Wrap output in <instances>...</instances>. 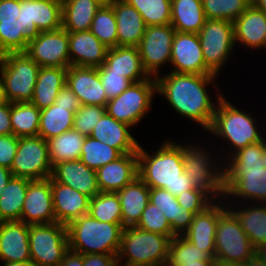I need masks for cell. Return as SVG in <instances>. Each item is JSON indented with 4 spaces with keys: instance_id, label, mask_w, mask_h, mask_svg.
<instances>
[{
    "instance_id": "1",
    "label": "cell",
    "mask_w": 266,
    "mask_h": 266,
    "mask_svg": "<svg viewBox=\"0 0 266 266\" xmlns=\"http://www.w3.org/2000/svg\"><path fill=\"white\" fill-rule=\"evenodd\" d=\"M214 78V74L170 72L164 77L155 78L156 92L163 95L178 114L197 122L207 131L216 107L205 87L212 84Z\"/></svg>"
},
{
    "instance_id": "2",
    "label": "cell",
    "mask_w": 266,
    "mask_h": 266,
    "mask_svg": "<svg viewBox=\"0 0 266 266\" xmlns=\"http://www.w3.org/2000/svg\"><path fill=\"white\" fill-rule=\"evenodd\" d=\"M137 155L138 176L149 188L165 189L175 197L195 189L184 171L180 144L166 141L152 155L139 145Z\"/></svg>"
},
{
    "instance_id": "3",
    "label": "cell",
    "mask_w": 266,
    "mask_h": 266,
    "mask_svg": "<svg viewBox=\"0 0 266 266\" xmlns=\"http://www.w3.org/2000/svg\"><path fill=\"white\" fill-rule=\"evenodd\" d=\"M263 140L235 153L224 167V195L266 202V167L262 163Z\"/></svg>"
},
{
    "instance_id": "4",
    "label": "cell",
    "mask_w": 266,
    "mask_h": 266,
    "mask_svg": "<svg viewBox=\"0 0 266 266\" xmlns=\"http://www.w3.org/2000/svg\"><path fill=\"white\" fill-rule=\"evenodd\" d=\"M123 230L122 223L102 222L89 214L83 215L67 225L69 249L83 255H117Z\"/></svg>"
},
{
    "instance_id": "5",
    "label": "cell",
    "mask_w": 266,
    "mask_h": 266,
    "mask_svg": "<svg viewBox=\"0 0 266 266\" xmlns=\"http://www.w3.org/2000/svg\"><path fill=\"white\" fill-rule=\"evenodd\" d=\"M170 240L168 236L136 226L125 227L117 254L118 265L127 257L122 266H166Z\"/></svg>"
},
{
    "instance_id": "6",
    "label": "cell",
    "mask_w": 266,
    "mask_h": 266,
    "mask_svg": "<svg viewBox=\"0 0 266 266\" xmlns=\"http://www.w3.org/2000/svg\"><path fill=\"white\" fill-rule=\"evenodd\" d=\"M217 97L218 105L216 104L213 121L207 131L230 142L234 153L247 145L264 140L253 117L231 105L223 95L217 94Z\"/></svg>"
},
{
    "instance_id": "7",
    "label": "cell",
    "mask_w": 266,
    "mask_h": 266,
    "mask_svg": "<svg viewBox=\"0 0 266 266\" xmlns=\"http://www.w3.org/2000/svg\"><path fill=\"white\" fill-rule=\"evenodd\" d=\"M40 66L25 52H10L0 56V73L8 102H30Z\"/></svg>"
},
{
    "instance_id": "8",
    "label": "cell",
    "mask_w": 266,
    "mask_h": 266,
    "mask_svg": "<svg viewBox=\"0 0 266 266\" xmlns=\"http://www.w3.org/2000/svg\"><path fill=\"white\" fill-rule=\"evenodd\" d=\"M223 206L219 205L215 235V259L226 264H243L255 255L256 249L234 213Z\"/></svg>"
},
{
    "instance_id": "9",
    "label": "cell",
    "mask_w": 266,
    "mask_h": 266,
    "mask_svg": "<svg viewBox=\"0 0 266 266\" xmlns=\"http://www.w3.org/2000/svg\"><path fill=\"white\" fill-rule=\"evenodd\" d=\"M29 249L34 266H59L69 250L67 226L58 222L29 225Z\"/></svg>"
},
{
    "instance_id": "10",
    "label": "cell",
    "mask_w": 266,
    "mask_h": 266,
    "mask_svg": "<svg viewBox=\"0 0 266 266\" xmlns=\"http://www.w3.org/2000/svg\"><path fill=\"white\" fill-rule=\"evenodd\" d=\"M155 92V77L132 83L118 97L108 100L105 107L106 112L119 122L133 127L144 118L150 109Z\"/></svg>"
},
{
    "instance_id": "11",
    "label": "cell",
    "mask_w": 266,
    "mask_h": 266,
    "mask_svg": "<svg viewBox=\"0 0 266 266\" xmlns=\"http://www.w3.org/2000/svg\"><path fill=\"white\" fill-rule=\"evenodd\" d=\"M198 35L206 68L218 75L235 45L233 22L206 19Z\"/></svg>"
},
{
    "instance_id": "12",
    "label": "cell",
    "mask_w": 266,
    "mask_h": 266,
    "mask_svg": "<svg viewBox=\"0 0 266 266\" xmlns=\"http://www.w3.org/2000/svg\"><path fill=\"white\" fill-rule=\"evenodd\" d=\"M181 145V157L185 173L191 178L195 189L203 191L211 199L224 194L223 167L213 166L207 152L201 148ZM215 169H213V168ZM219 169V170H218ZM210 193V194H209ZM217 194V195H216Z\"/></svg>"
},
{
    "instance_id": "13",
    "label": "cell",
    "mask_w": 266,
    "mask_h": 266,
    "mask_svg": "<svg viewBox=\"0 0 266 266\" xmlns=\"http://www.w3.org/2000/svg\"><path fill=\"white\" fill-rule=\"evenodd\" d=\"M47 141L37 136L19 138L11 172L13 177L44 180L52 175Z\"/></svg>"
},
{
    "instance_id": "14",
    "label": "cell",
    "mask_w": 266,
    "mask_h": 266,
    "mask_svg": "<svg viewBox=\"0 0 266 266\" xmlns=\"http://www.w3.org/2000/svg\"><path fill=\"white\" fill-rule=\"evenodd\" d=\"M25 53L40 67L68 68V31L61 27L57 30L39 32L30 38Z\"/></svg>"
},
{
    "instance_id": "15",
    "label": "cell",
    "mask_w": 266,
    "mask_h": 266,
    "mask_svg": "<svg viewBox=\"0 0 266 266\" xmlns=\"http://www.w3.org/2000/svg\"><path fill=\"white\" fill-rule=\"evenodd\" d=\"M176 30L169 25L147 26L138 50L143 69L149 77L159 75L161 65L171 62L172 42Z\"/></svg>"
},
{
    "instance_id": "16",
    "label": "cell",
    "mask_w": 266,
    "mask_h": 266,
    "mask_svg": "<svg viewBox=\"0 0 266 266\" xmlns=\"http://www.w3.org/2000/svg\"><path fill=\"white\" fill-rule=\"evenodd\" d=\"M29 40L24 0H0V56L10 52H25Z\"/></svg>"
},
{
    "instance_id": "17",
    "label": "cell",
    "mask_w": 266,
    "mask_h": 266,
    "mask_svg": "<svg viewBox=\"0 0 266 266\" xmlns=\"http://www.w3.org/2000/svg\"><path fill=\"white\" fill-rule=\"evenodd\" d=\"M20 221L27 225L56 222L53 210L51 177L44 180H32L28 184Z\"/></svg>"
},
{
    "instance_id": "18",
    "label": "cell",
    "mask_w": 266,
    "mask_h": 266,
    "mask_svg": "<svg viewBox=\"0 0 266 266\" xmlns=\"http://www.w3.org/2000/svg\"><path fill=\"white\" fill-rule=\"evenodd\" d=\"M171 72L188 74H212L204 63L199 35L175 32L172 42Z\"/></svg>"
},
{
    "instance_id": "19",
    "label": "cell",
    "mask_w": 266,
    "mask_h": 266,
    "mask_svg": "<svg viewBox=\"0 0 266 266\" xmlns=\"http://www.w3.org/2000/svg\"><path fill=\"white\" fill-rule=\"evenodd\" d=\"M66 84L78 97L81 105L106 107L108 99L100 80L98 67L69 66L66 72Z\"/></svg>"
},
{
    "instance_id": "20",
    "label": "cell",
    "mask_w": 266,
    "mask_h": 266,
    "mask_svg": "<svg viewBox=\"0 0 266 266\" xmlns=\"http://www.w3.org/2000/svg\"><path fill=\"white\" fill-rule=\"evenodd\" d=\"M51 191L55 219L59 224L67 226L72 221L88 214L90 197L87 195L68 185L56 182L52 177Z\"/></svg>"
},
{
    "instance_id": "21",
    "label": "cell",
    "mask_w": 266,
    "mask_h": 266,
    "mask_svg": "<svg viewBox=\"0 0 266 266\" xmlns=\"http://www.w3.org/2000/svg\"><path fill=\"white\" fill-rule=\"evenodd\" d=\"M24 18L31 38L39 32L62 27V2L58 0H24Z\"/></svg>"
},
{
    "instance_id": "22",
    "label": "cell",
    "mask_w": 266,
    "mask_h": 266,
    "mask_svg": "<svg viewBox=\"0 0 266 266\" xmlns=\"http://www.w3.org/2000/svg\"><path fill=\"white\" fill-rule=\"evenodd\" d=\"M0 259L3 264L31 262L29 225L22 221L0 222Z\"/></svg>"
},
{
    "instance_id": "23",
    "label": "cell",
    "mask_w": 266,
    "mask_h": 266,
    "mask_svg": "<svg viewBox=\"0 0 266 266\" xmlns=\"http://www.w3.org/2000/svg\"><path fill=\"white\" fill-rule=\"evenodd\" d=\"M100 192L117 193L138 177L137 153H126L96 170Z\"/></svg>"
},
{
    "instance_id": "24",
    "label": "cell",
    "mask_w": 266,
    "mask_h": 266,
    "mask_svg": "<svg viewBox=\"0 0 266 266\" xmlns=\"http://www.w3.org/2000/svg\"><path fill=\"white\" fill-rule=\"evenodd\" d=\"M98 73L122 74L132 83H138L149 78L143 69L139 50L136 46L109 48L104 64L98 67Z\"/></svg>"
},
{
    "instance_id": "25",
    "label": "cell",
    "mask_w": 266,
    "mask_h": 266,
    "mask_svg": "<svg viewBox=\"0 0 266 266\" xmlns=\"http://www.w3.org/2000/svg\"><path fill=\"white\" fill-rule=\"evenodd\" d=\"M70 66L100 67L108 48L90 30L68 32Z\"/></svg>"
},
{
    "instance_id": "26",
    "label": "cell",
    "mask_w": 266,
    "mask_h": 266,
    "mask_svg": "<svg viewBox=\"0 0 266 266\" xmlns=\"http://www.w3.org/2000/svg\"><path fill=\"white\" fill-rule=\"evenodd\" d=\"M51 177L56 182L68 185L90 198L100 193L96 170L87 167L79 159L56 164Z\"/></svg>"
},
{
    "instance_id": "27",
    "label": "cell",
    "mask_w": 266,
    "mask_h": 266,
    "mask_svg": "<svg viewBox=\"0 0 266 266\" xmlns=\"http://www.w3.org/2000/svg\"><path fill=\"white\" fill-rule=\"evenodd\" d=\"M219 218V205L212 203L204 211L194 214L189 229L183 236L192 244L215 258V235Z\"/></svg>"
},
{
    "instance_id": "28",
    "label": "cell",
    "mask_w": 266,
    "mask_h": 266,
    "mask_svg": "<svg viewBox=\"0 0 266 266\" xmlns=\"http://www.w3.org/2000/svg\"><path fill=\"white\" fill-rule=\"evenodd\" d=\"M117 20V46H138L146 30L141 14L125 0L110 3Z\"/></svg>"
},
{
    "instance_id": "29",
    "label": "cell",
    "mask_w": 266,
    "mask_h": 266,
    "mask_svg": "<svg viewBox=\"0 0 266 266\" xmlns=\"http://www.w3.org/2000/svg\"><path fill=\"white\" fill-rule=\"evenodd\" d=\"M129 127L105 112L90 136L118 149L122 154L137 153L140 144L130 134Z\"/></svg>"
},
{
    "instance_id": "30",
    "label": "cell",
    "mask_w": 266,
    "mask_h": 266,
    "mask_svg": "<svg viewBox=\"0 0 266 266\" xmlns=\"http://www.w3.org/2000/svg\"><path fill=\"white\" fill-rule=\"evenodd\" d=\"M234 42L250 48L266 47V13L251 4L234 22Z\"/></svg>"
},
{
    "instance_id": "31",
    "label": "cell",
    "mask_w": 266,
    "mask_h": 266,
    "mask_svg": "<svg viewBox=\"0 0 266 266\" xmlns=\"http://www.w3.org/2000/svg\"><path fill=\"white\" fill-rule=\"evenodd\" d=\"M122 210L123 227H134L149 203L150 188L139 178L117 192Z\"/></svg>"
},
{
    "instance_id": "32",
    "label": "cell",
    "mask_w": 266,
    "mask_h": 266,
    "mask_svg": "<svg viewBox=\"0 0 266 266\" xmlns=\"http://www.w3.org/2000/svg\"><path fill=\"white\" fill-rule=\"evenodd\" d=\"M149 201L164 213L176 236L183 235L189 229L194 213L180 206L177 198L170 192L161 188H150Z\"/></svg>"
},
{
    "instance_id": "33",
    "label": "cell",
    "mask_w": 266,
    "mask_h": 266,
    "mask_svg": "<svg viewBox=\"0 0 266 266\" xmlns=\"http://www.w3.org/2000/svg\"><path fill=\"white\" fill-rule=\"evenodd\" d=\"M67 68L40 67L31 103L40 110L55 104L60 89L66 84Z\"/></svg>"
},
{
    "instance_id": "34",
    "label": "cell",
    "mask_w": 266,
    "mask_h": 266,
    "mask_svg": "<svg viewBox=\"0 0 266 266\" xmlns=\"http://www.w3.org/2000/svg\"><path fill=\"white\" fill-rule=\"evenodd\" d=\"M205 21L202 0H171V25L177 32L198 34Z\"/></svg>"
},
{
    "instance_id": "35",
    "label": "cell",
    "mask_w": 266,
    "mask_h": 266,
    "mask_svg": "<svg viewBox=\"0 0 266 266\" xmlns=\"http://www.w3.org/2000/svg\"><path fill=\"white\" fill-rule=\"evenodd\" d=\"M100 7L94 0H65L62 2V27L68 32L90 30Z\"/></svg>"
},
{
    "instance_id": "36",
    "label": "cell",
    "mask_w": 266,
    "mask_h": 266,
    "mask_svg": "<svg viewBox=\"0 0 266 266\" xmlns=\"http://www.w3.org/2000/svg\"><path fill=\"white\" fill-rule=\"evenodd\" d=\"M32 180L12 177L0 196V222L20 221L28 184Z\"/></svg>"
},
{
    "instance_id": "37",
    "label": "cell",
    "mask_w": 266,
    "mask_h": 266,
    "mask_svg": "<svg viewBox=\"0 0 266 266\" xmlns=\"http://www.w3.org/2000/svg\"><path fill=\"white\" fill-rule=\"evenodd\" d=\"M85 139L86 136L71 129L59 136L46 140L52 166L54 167L61 162L80 159Z\"/></svg>"
},
{
    "instance_id": "38",
    "label": "cell",
    "mask_w": 266,
    "mask_h": 266,
    "mask_svg": "<svg viewBox=\"0 0 266 266\" xmlns=\"http://www.w3.org/2000/svg\"><path fill=\"white\" fill-rule=\"evenodd\" d=\"M74 113L71 107L57 106L53 104L40 111V123L38 135L49 140L73 129Z\"/></svg>"
},
{
    "instance_id": "39",
    "label": "cell",
    "mask_w": 266,
    "mask_h": 266,
    "mask_svg": "<svg viewBox=\"0 0 266 266\" xmlns=\"http://www.w3.org/2000/svg\"><path fill=\"white\" fill-rule=\"evenodd\" d=\"M246 209L238 211L231 209L240 222L242 229L249 237L254 248L266 244V205L260 204L255 207V203ZM262 205V206H261Z\"/></svg>"
},
{
    "instance_id": "40",
    "label": "cell",
    "mask_w": 266,
    "mask_h": 266,
    "mask_svg": "<svg viewBox=\"0 0 266 266\" xmlns=\"http://www.w3.org/2000/svg\"><path fill=\"white\" fill-rule=\"evenodd\" d=\"M40 109L31 102H10L13 134L18 137L37 136L40 123Z\"/></svg>"
},
{
    "instance_id": "41",
    "label": "cell",
    "mask_w": 266,
    "mask_h": 266,
    "mask_svg": "<svg viewBox=\"0 0 266 266\" xmlns=\"http://www.w3.org/2000/svg\"><path fill=\"white\" fill-rule=\"evenodd\" d=\"M88 214L99 221L122 223L121 203L117 193L100 192L90 198Z\"/></svg>"
},
{
    "instance_id": "42",
    "label": "cell",
    "mask_w": 266,
    "mask_h": 266,
    "mask_svg": "<svg viewBox=\"0 0 266 266\" xmlns=\"http://www.w3.org/2000/svg\"><path fill=\"white\" fill-rule=\"evenodd\" d=\"M122 155L123 154L118 149L88 136L83 143L79 160L87 167L97 170L118 159Z\"/></svg>"
},
{
    "instance_id": "43",
    "label": "cell",
    "mask_w": 266,
    "mask_h": 266,
    "mask_svg": "<svg viewBox=\"0 0 266 266\" xmlns=\"http://www.w3.org/2000/svg\"><path fill=\"white\" fill-rule=\"evenodd\" d=\"M90 31L108 49L117 46V20L111 4L97 10Z\"/></svg>"
},
{
    "instance_id": "44",
    "label": "cell",
    "mask_w": 266,
    "mask_h": 266,
    "mask_svg": "<svg viewBox=\"0 0 266 266\" xmlns=\"http://www.w3.org/2000/svg\"><path fill=\"white\" fill-rule=\"evenodd\" d=\"M139 11L146 26L171 24V0H125Z\"/></svg>"
},
{
    "instance_id": "45",
    "label": "cell",
    "mask_w": 266,
    "mask_h": 266,
    "mask_svg": "<svg viewBox=\"0 0 266 266\" xmlns=\"http://www.w3.org/2000/svg\"><path fill=\"white\" fill-rule=\"evenodd\" d=\"M251 4V0H202L206 19L230 22H234Z\"/></svg>"
},
{
    "instance_id": "46",
    "label": "cell",
    "mask_w": 266,
    "mask_h": 266,
    "mask_svg": "<svg viewBox=\"0 0 266 266\" xmlns=\"http://www.w3.org/2000/svg\"><path fill=\"white\" fill-rule=\"evenodd\" d=\"M216 260L197 246L188 241L183 235H177L170 240L168 261L166 266H182L185 261Z\"/></svg>"
},
{
    "instance_id": "47",
    "label": "cell",
    "mask_w": 266,
    "mask_h": 266,
    "mask_svg": "<svg viewBox=\"0 0 266 266\" xmlns=\"http://www.w3.org/2000/svg\"><path fill=\"white\" fill-rule=\"evenodd\" d=\"M136 227L145 231L168 236L170 239L176 236L172 232L171 225L165 218L164 213L150 201L141 214V218Z\"/></svg>"
},
{
    "instance_id": "48",
    "label": "cell",
    "mask_w": 266,
    "mask_h": 266,
    "mask_svg": "<svg viewBox=\"0 0 266 266\" xmlns=\"http://www.w3.org/2000/svg\"><path fill=\"white\" fill-rule=\"evenodd\" d=\"M105 112V107L81 105L74 114L73 129L86 137L90 136L94 126H96Z\"/></svg>"
},
{
    "instance_id": "49",
    "label": "cell",
    "mask_w": 266,
    "mask_h": 266,
    "mask_svg": "<svg viewBox=\"0 0 266 266\" xmlns=\"http://www.w3.org/2000/svg\"><path fill=\"white\" fill-rule=\"evenodd\" d=\"M176 198L180 206L185 207L194 214L204 211L214 202L207 194L198 189L184 191Z\"/></svg>"
},
{
    "instance_id": "50",
    "label": "cell",
    "mask_w": 266,
    "mask_h": 266,
    "mask_svg": "<svg viewBox=\"0 0 266 266\" xmlns=\"http://www.w3.org/2000/svg\"><path fill=\"white\" fill-rule=\"evenodd\" d=\"M102 86L106 92L107 99L118 97L132 82L118 73H99Z\"/></svg>"
},
{
    "instance_id": "51",
    "label": "cell",
    "mask_w": 266,
    "mask_h": 266,
    "mask_svg": "<svg viewBox=\"0 0 266 266\" xmlns=\"http://www.w3.org/2000/svg\"><path fill=\"white\" fill-rule=\"evenodd\" d=\"M19 138L14 134L0 135V166L11 170L17 153Z\"/></svg>"
},
{
    "instance_id": "52",
    "label": "cell",
    "mask_w": 266,
    "mask_h": 266,
    "mask_svg": "<svg viewBox=\"0 0 266 266\" xmlns=\"http://www.w3.org/2000/svg\"><path fill=\"white\" fill-rule=\"evenodd\" d=\"M57 106L71 107V111L75 114L80 108L81 104L78 97L71 91L67 84H65L59 91L55 100Z\"/></svg>"
},
{
    "instance_id": "53",
    "label": "cell",
    "mask_w": 266,
    "mask_h": 266,
    "mask_svg": "<svg viewBox=\"0 0 266 266\" xmlns=\"http://www.w3.org/2000/svg\"><path fill=\"white\" fill-rule=\"evenodd\" d=\"M83 266H118L117 255L112 254H85Z\"/></svg>"
},
{
    "instance_id": "54",
    "label": "cell",
    "mask_w": 266,
    "mask_h": 266,
    "mask_svg": "<svg viewBox=\"0 0 266 266\" xmlns=\"http://www.w3.org/2000/svg\"><path fill=\"white\" fill-rule=\"evenodd\" d=\"M10 102L0 105V135H12Z\"/></svg>"
},
{
    "instance_id": "55",
    "label": "cell",
    "mask_w": 266,
    "mask_h": 266,
    "mask_svg": "<svg viewBox=\"0 0 266 266\" xmlns=\"http://www.w3.org/2000/svg\"><path fill=\"white\" fill-rule=\"evenodd\" d=\"M59 266H83V254L68 250Z\"/></svg>"
},
{
    "instance_id": "56",
    "label": "cell",
    "mask_w": 266,
    "mask_h": 266,
    "mask_svg": "<svg viewBox=\"0 0 266 266\" xmlns=\"http://www.w3.org/2000/svg\"><path fill=\"white\" fill-rule=\"evenodd\" d=\"M12 177L10 169L0 166V196Z\"/></svg>"
},
{
    "instance_id": "57",
    "label": "cell",
    "mask_w": 266,
    "mask_h": 266,
    "mask_svg": "<svg viewBox=\"0 0 266 266\" xmlns=\"http://www.w3.org/2000/svg\"><path fill=\"white\" fill-rule=\"evenodd\" d=\"M216 260L185 261L182 266H216Z\"/></svg>"
},
{
    "instance_id": "58",
    "label": "cell",
    "mask_w": 266,
    "mask_h": 266,
    "mask_svg": "<svg viewBox=\"0 0 266 266\" xmlns=\"http://www.w3.org/2000/svg\"><path fill=\"white\" fill-rule=\"evenodd\" d=\"M242 266H266V264L262 262L256 255H254L245 261Z\"/></svg>"
},
{
    "instance_id": "59",
    "label": "cell",
    "mask_w": 266,
    "mask_h": 266,
    "mask_svg": "<svg viewBox=\"0 0 266 266\" xmlns=\"http://www.w3.org/2000/svg\"><path fill=\"white\" fill-rule=\"evenodd\" d=\"M255 255L266 264V244H263L256 248Z\"/></svg>"
},
{
    "instance_id": "60",
    "label": "cell",
    "mask_w": 266,
    "mask_h": 266,
    "mask_svg": "<svg viewBox=\"0 0 266 266\" xmlns=\"http://www.w3.org/2000/svg\"><path fill=\"white\" fill-rule=\"evenodd\" d=\"M8 103L2 77H0V105Z\"/></svg>"
},
{
    "instance_id": "61",
    "label": "cell",
    "mask_w": 266,
    "mask_h": 266,
    "mask_svg": "<svg viewBox=\"0 0 266 266\" xmlns=\"http://www.w3.org/2000/svg\"><path fill=\"white\" fill-rule=\"evenodd\" d=\"M251 2L257 9L266 13V0H251Z\"/></svg>"
},
{
    "instance_id": "62",
    "label": "cell",
    "mask_w": 266,
    "mask_h": 266,
    "mask_svg": "<svg viewBox=\"0 0 266 266\" xmlns=\"http://www.w3.org/2000/svg\"><path fill=\"white\" fill-rule=\"evenodd\" d=\"M3 266H34L31 262H10V263H4Z\"/></svg>"
},
{
    "instance_id": "63",
    "label": "cell",
    "mask_w": 266,
    "mask_h": 266,
    "mask_svg": "<svg viewBox=\"0 0 266 266\" xmlns=\"http://www.w3.org/2000/svg\"><path fill=\"white\" fill-rule=\"evenodd\" d=\"M262 163L265 165L266 167V140L264 139L263 141V152H262Z\"/></svg>"
},
{
    "instance_id": "64",
    "label": "cell",
    "mask_w": 266,
    "mask_h": 266,
    "mask_svg": "<svg viewBox=\"0 0 266 266\" xmlns=\"http://www.w3.org/2000/svg\"><path fill=\"white\" fill-rule=\"evenodd\" d=\"M98 2L101 6L109 5L113 0H94Z\"/></svg>"
},
{
    "instance_id": "65",
    "label": "cell",
    "mask_w": 266,
    "mask_h": 266,
    "mask_svg": "<svg viewBox=\"0 0 266 266\" xmlns=\"http://www.w3.org/2000/svg\"><path fill=\"white\" fill-rule=\"evenodd\" d=\"M216 266H242V264H226L217 261Z\"/></svg>"
}]
</instances>
